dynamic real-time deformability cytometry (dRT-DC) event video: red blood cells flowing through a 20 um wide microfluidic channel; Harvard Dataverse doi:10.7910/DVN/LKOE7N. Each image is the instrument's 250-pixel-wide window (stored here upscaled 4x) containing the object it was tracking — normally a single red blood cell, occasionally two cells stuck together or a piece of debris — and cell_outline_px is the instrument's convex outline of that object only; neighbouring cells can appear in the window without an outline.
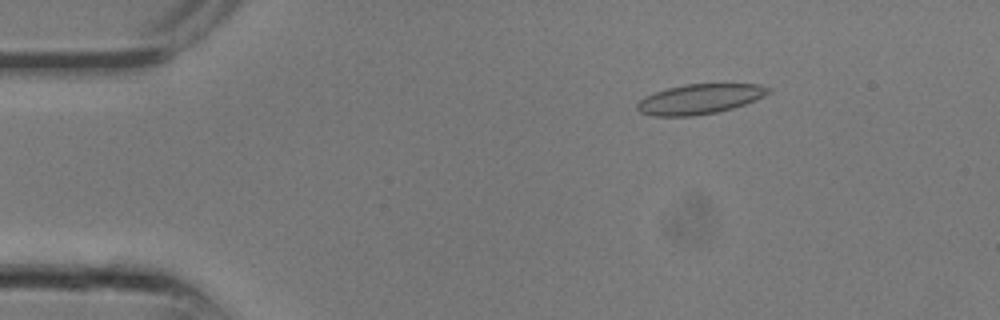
{"species": "common noctule bat (a hibernating species)", "species_latin": "Nyctalus noctula", "temperature_condition": "room temperature", "stored_images_in_passage": 16, "camera_frame_rate_fps": 3000, "um_per_image_px": 0.085, "animal": {"sex": "male", "body_mass_g": 13.3}, "frame": {"image": 1, "passage_image": 4, "time_ms": 1.0, "image_size_px": [1000, 320], "cell_outline_px": [[772, 92], [764, 96], [744, 104], [732, 108], [716, 112], [692, 116], [652, 116], [640, 112], [636, 108], [636, 104], [644, 96], [668, 88], [684, 84], [760, 84], [772, 88]], "centroid_in_image_um": [59.48, 8.41], "position_along_channel_um": 25.5, "area_um2": 22.89}}
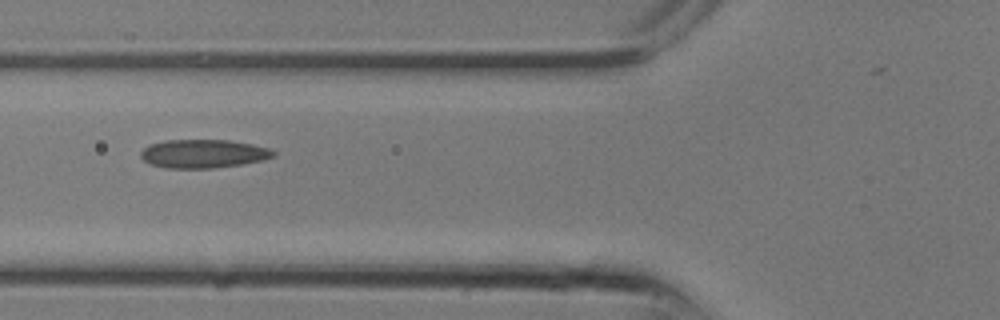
{"frame": {"image": 2, "passage_image": 10, "time_ms": 3.0, "image_size_px": [1000, 320], "cell_outline_px": [[276, 156], [264, 160], [216, 168], [164, 168], [152, 164], [144, 160], [140, 156], [140, 152], [148, 144], [164, 140], [228, 140], [252, 144], [268, 148], [276, 152]], "centroid_in_image_um": [17.28, 13.06], "position_along_channel_um": 108.5, "area_um2": 22.14}}
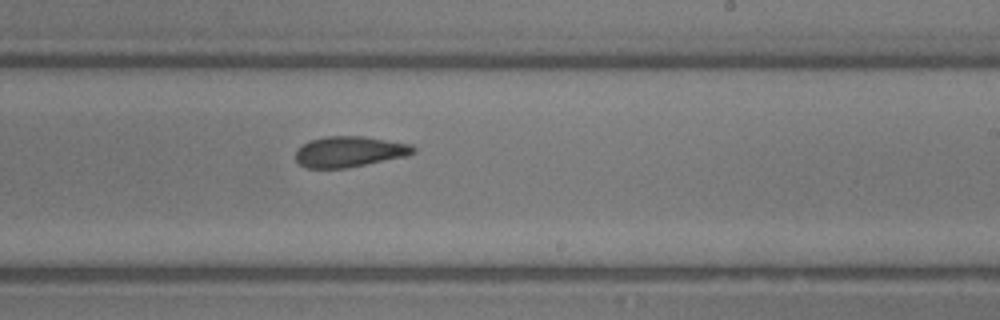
{"frame": {"image": 3, "passage_image": 16, "time_ms": 5.0, "image_size_px": [1000, 320], "cell_outline_px": [[416, 152], [408, 156], [348, 168], [308, 168], [300, 164], [296, 160], [296, 148], [300, 144], [308, 140], [328, 136], [364, 136], [412, 144], [416, 148]], "centroid_in_image_um": [29.71, 12.88], "position_along_channel_um": 259.3, "area_um2": 21.44}}